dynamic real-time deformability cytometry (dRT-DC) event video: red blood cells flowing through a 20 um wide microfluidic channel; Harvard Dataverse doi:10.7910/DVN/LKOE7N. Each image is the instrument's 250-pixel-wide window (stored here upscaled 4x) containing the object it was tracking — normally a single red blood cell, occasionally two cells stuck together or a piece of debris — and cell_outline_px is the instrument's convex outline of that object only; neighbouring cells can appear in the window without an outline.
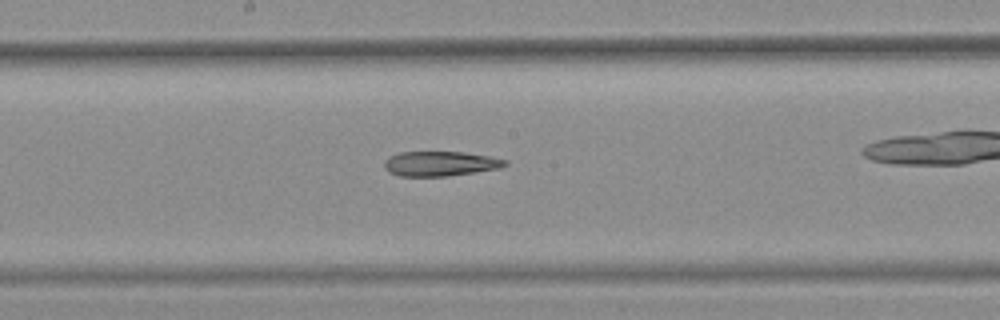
{"species": "common noctule bat (a hibernating species)", "species_latin": "Nyctalus noctula", "temperature_condition": "warm", "stored_images_in_passage": 31, "camera_frame_rate_fps": 3000, "um_per_image_px": 0.085, "animal": {"sex": "female", "body_mass_g": 25.1}, "frame": {"image": 1, "passage_image": 11, "time_ms": 3.333, "image_size_px": [1000, 320], "cell_outline_px": [[508, 164], [500, 168], [476, 172], [448, 176], [400, 176], [388, 172], [384, 168], [384, 160], [388, 156], [400, 152], [464, 152], [488, 156], [508, 160]], "centroid_in_image_um": [37.4, 13.91], "position_along_channel_um": 210.8, "area_um2": 17.57}}
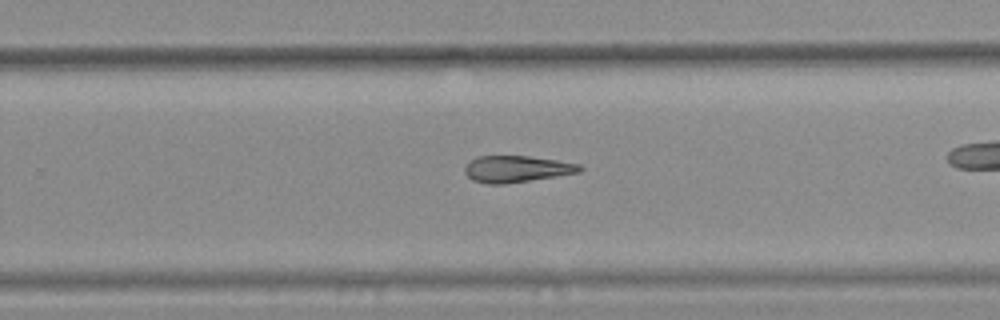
{"frame": {"image": 2, "passage_image": 17, "time_ms": 5.333, "image_size_px": [1000, 320], "cell_outline_px": [[584, 168], [580, 172], [556, 176], [504, 184], [488, 184], [472, 180], [464, 172], [464, 168], [476, 156], [528, 156], [556, 160], [580, 164]], "centroid_in_image_um": [43.91, 14.36], "position_along_channel_um": 285.9, "area_um2": 17.69}}
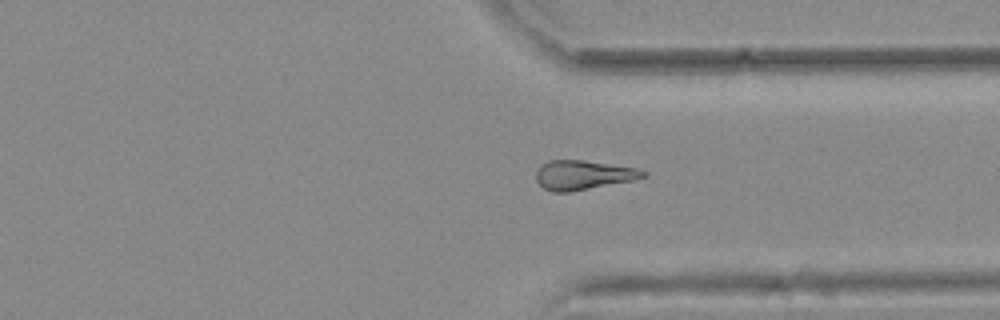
{"frame": {"image": 3, "passage_image": 23, "time_ms": 7.333, "image_size_px": [1000, 320], "cell_outline_px": [[648, 176], [632, 180], [568, 192], [552, 192], [544, 188], [536, 180], [536, 172], [540, 164], [548, 160], [584, 160], [636, 168], [648, 172]], "centroid_in_image_um": [49.55, 14.86], "position_along_channel_um": 361.9, "area_um2": 18.21}, "authors_computed_cell_mechanics": {"area_um2": 18.207, "velocity_mm_per_s": 3.7734, "shape_relaxation_time_tau1_ms": null, "shape_relaxation_time_tau2_ms": 1.747, "deformation_change_tau1": null, "deformation_change_tau2": 0.1363}}